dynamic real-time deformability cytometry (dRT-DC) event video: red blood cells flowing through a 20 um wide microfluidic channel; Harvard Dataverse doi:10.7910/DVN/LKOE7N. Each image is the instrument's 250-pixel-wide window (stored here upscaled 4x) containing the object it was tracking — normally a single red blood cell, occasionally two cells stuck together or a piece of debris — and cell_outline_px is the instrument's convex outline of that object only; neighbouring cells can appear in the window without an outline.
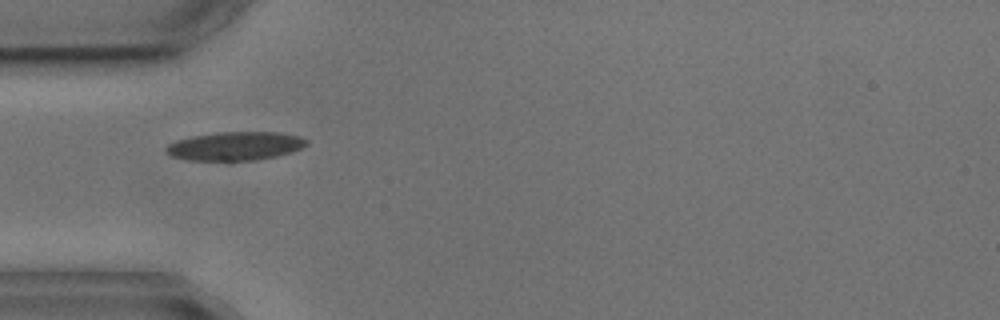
{"species": "common noctule bat (a hibernating species)", "species_latin": "Nyctalus noctula", "temperature_condition": "cold", "stored_images_in_passage": 2, "camera_frame_rate_fps": 3000, "um_per_image_px": 0.085, "animal": {"sex": "male", "body_mass_g": 17.9, "forearm_length_mm": 54.2}, "frame": {"image": 1, "passage_image": 1, "time_ms": 0.0, "image_size_px": [1000, 320], "cell_outline_px": [[308, 144], [292, 152], [276, 156], [256, 160], [188, 160], [172, 156], [164, 152], [164, 148], [168, 144], [176, 140], [192, 136], [216, 132], [280, 132], [300, 136], [308, 140]], "centroid_in_image_um": [19.98, 12.41], "position_along_channel_um": 65.0, "area_um2": 23.52}}